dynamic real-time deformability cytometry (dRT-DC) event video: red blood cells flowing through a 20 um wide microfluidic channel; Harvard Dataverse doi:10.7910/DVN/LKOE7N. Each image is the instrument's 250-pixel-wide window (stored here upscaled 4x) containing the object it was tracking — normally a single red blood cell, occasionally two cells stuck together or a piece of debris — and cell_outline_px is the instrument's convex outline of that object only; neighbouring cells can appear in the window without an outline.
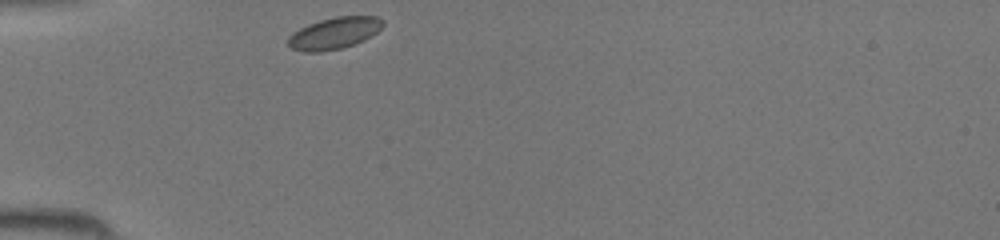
{"species": "common noctule bat (a hibernating species)", "species_latin": "Nyctalus noctula", "temperature_condition": "room temperature", "stored_images_in_passage": 26, "camera_frame_rate_fps": 3000, "um_per_image_px": 0.085, "animal": {"sex": "female", "body_mass_g": 19.5, "forearm_length_mm": 54.1}, "frame": {"image": 1, "passage_image": 1, "time_ms": 0.0, "image_size_px": [1000, 240], "cell_outline_px": [[384, 24], [376, 32], [364, 40], [340, 48], [320, 52], [304, 52], [292, 48], [288, 44], [288, 36], [300, 28], [308, 24], [320, 20], [336, 16], [376, 16], [384, 20]], "centroid_in_image_um": [28.4, 2.81], "position_along_channel_um": 56.6, "area_um2": 17.34}}
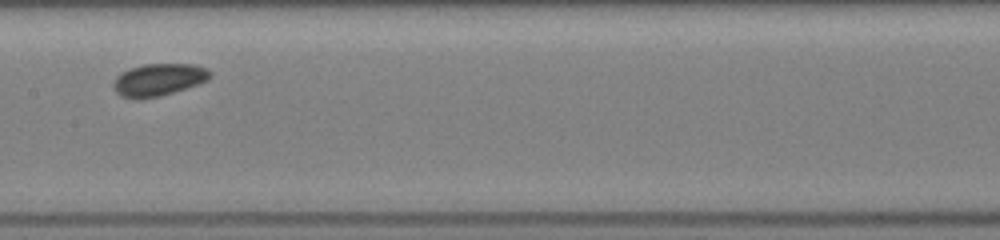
{"frame": {"image": 2, "passage_image": 11, "time_ms": 3.333, "image_size_px": [1000, 240], "cell_outline_px": [[212, 76], [208, 80], [160, 96], [120, 96], [116, 92], [112, 84], [116, 76], [120, 72], [128, 68], [140, 64], [192, 64], [208, 68], [212, 72]], "centroid_in_image_um": [13.49, 6.72], "position_along_channel_um": 193.9, "area_um2": 17.86}}
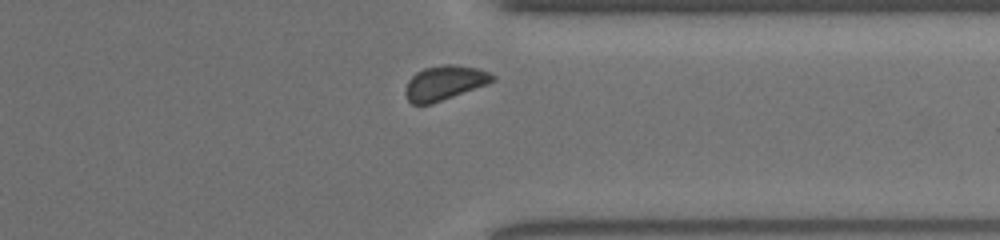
{"frame": {"image": 3, "passage_image": 23, "time_ms": 7.333, "image_size_px": [1000, 240], "cell_outline_px": [[496, 76], [488, 84], [432, 104], [412, 104], [408, 100], [404, 92], [404, 88], [408, 80], [416, 72], [424, 68], [444, 64], [456, 64], [476, 68], [488, 72]], "centroid_in_image_um": [37.75, 7.04], "position_along_channel_um": 373.6, "area_um2": 17.57}}